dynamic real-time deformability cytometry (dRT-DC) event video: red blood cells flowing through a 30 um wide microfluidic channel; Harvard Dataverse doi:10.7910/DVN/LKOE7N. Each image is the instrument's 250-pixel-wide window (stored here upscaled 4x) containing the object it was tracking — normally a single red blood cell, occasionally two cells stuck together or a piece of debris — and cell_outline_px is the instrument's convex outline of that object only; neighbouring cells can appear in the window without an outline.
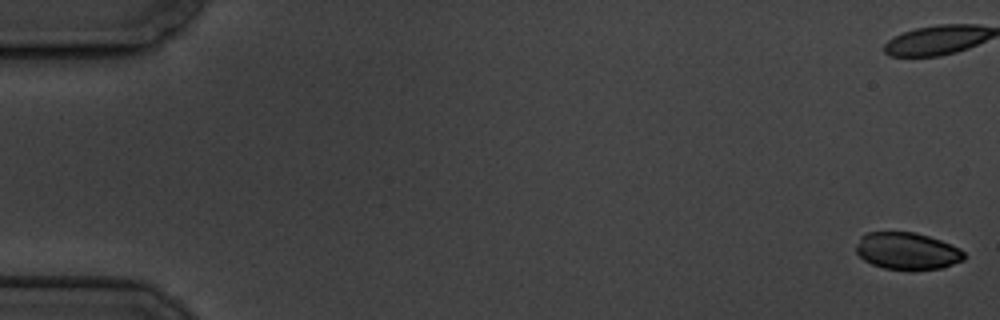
{"species": "common noctule bat (a hibernating species)", "species_latin": "Nyctalus noctula", "temperature_condition": "cold", "stored_images_in_passage": 59, "camera_frame_rate_fps": 3000, "um_per_image_px": 0.085, "animal": {"sex": "male", "body_mass_g": 19.5, "forearm_length_mm": 54.6}, "frame": {"image": 1, "passage_image": 1, "time_ms": 0.0, "image_size_px": [1000, 320], "cell_outline_px": [[964, 260], [944, 268], [884, 268], [872, 264], [864, 260], [856, 252], [856, 244], [860, 236], [868, 232], [916, 232], [940, 240], [960, 248], [964, 252]], "centroid_in_image_um": [77.1, 21.31], "position_along_channel_um": 7.9, "area_um2": 23.0}}
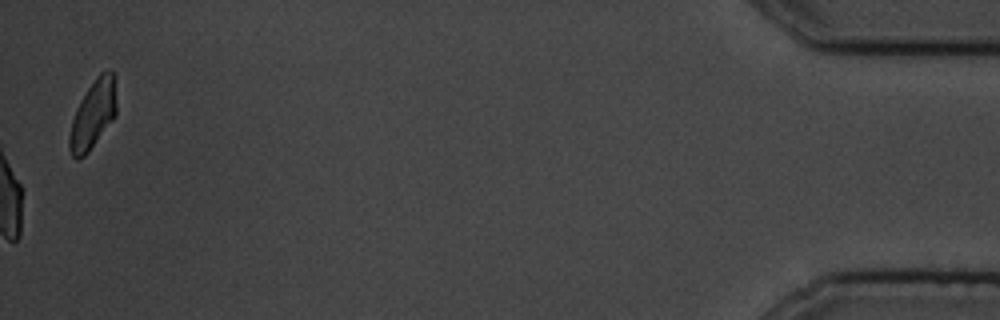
{"frame": {"image": 2, "passage_image": 59, "time_ms": 19.333, "image_size_px": [1000, 320], "cell_outline_px": [[116, 112], [112, 120], [88, 152], [84, 156], [76, 160], [72, 156], [68, 148], [68, 140], [72, 120], [76, 108], [80, 100], [96, 76], [100, 72], [116, 72]], "centroid_in_image_um": [7.91, 9.71], "position_along_channel_um": 427.3, "area_um2": 18.79}, "authors_computed_cell_mechanics": {"area_um2": 25.2008, "velocity_mm_per_s": 3.4973, "shape_relaxation_time_tau1_ms": 3.6812, "shape_relaxation_time_tau2_ms": null, "deformation_change_tau1": 0.1606, "deformation_change_tau2": null}}